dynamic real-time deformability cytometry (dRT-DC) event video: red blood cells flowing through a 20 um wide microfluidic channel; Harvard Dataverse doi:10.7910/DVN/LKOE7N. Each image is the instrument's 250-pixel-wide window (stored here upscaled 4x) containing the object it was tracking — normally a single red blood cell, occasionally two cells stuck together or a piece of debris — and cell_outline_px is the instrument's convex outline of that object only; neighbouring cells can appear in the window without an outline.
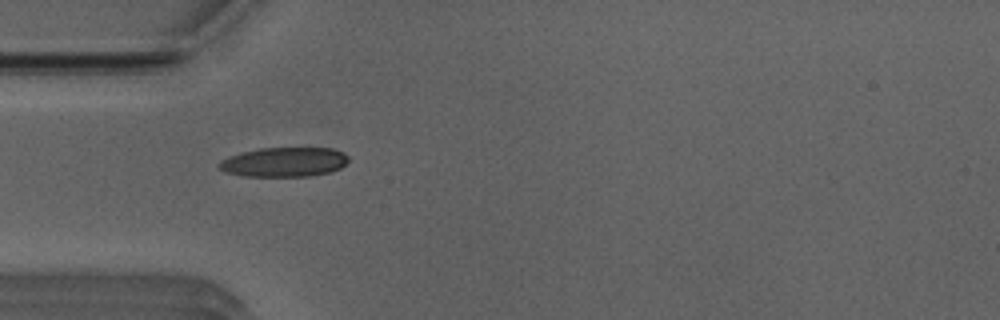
{"species": "Egyptian fruit bat (a non-hibernating species)", "species_latin": "Rousettus aegyptiacus", "temperature_condition": "room temperature", "stored_images_in_passage": 33, "camera_frame_rate_fps": 3000, "um_per_image_px": 0.085, "animal": {"sex": "male"}, "frame": {"image": 1, "passage_image": 1, "time_ms": 0.0, "image_size_px": [1000, 320], "cell_outline_px": [[348, 160], [340, 168], [328, 172], [308, 176], [244, 176], [224, 172], [216, 164], [232, 156], [244, 152], [260, 148], [332, 148], [344, 152], [348, 156]], "centroid_in_image_um": [24.18, 13.77], "position_along_channel_um": 60.8, "area_um2": 21.96}}
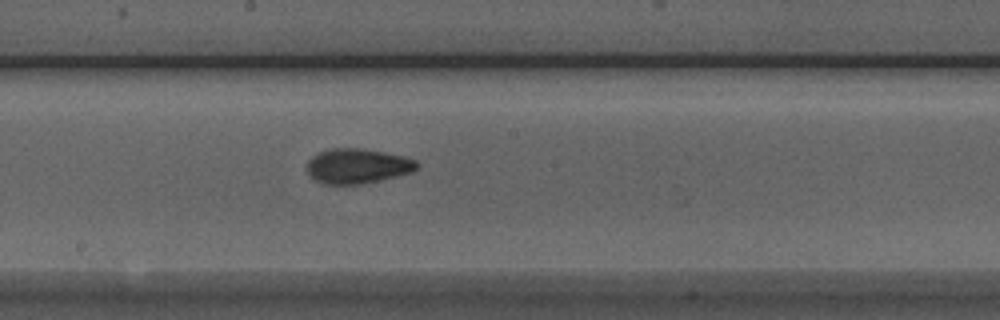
{"frame": {"image": 2, "passage_image": 13, "time_ms": 4.0, "image_size_px": [1000, 320], "cell_outline_px": [[420, 164], [412, 172], [396, 176], [360, 184], [324, 184], [316, 180], [308, 172], [308, 160], [312, 156], [320, 152], [332, 148], [360, 148], [384, 152], [404, 156], [416, 160]], "centroid_in_image_um": [30.4, 14.1], "position_along_channel_um": 217.8, "area_um2": 22.14}}
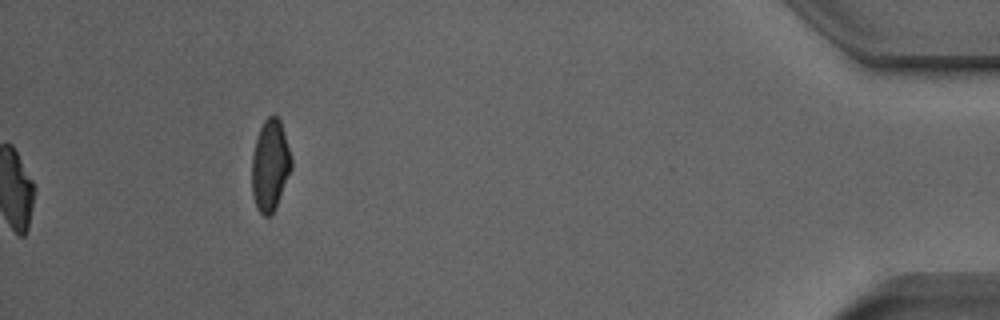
{"frame": {"image": 3, "passage_image": 33, "time_ms": 10.667, "image_size_px": [1000, 320], "cell_outline_px": [[292, 168], [276, 208], [268, 216], [264, 216], [260, 212], [256, 204], [252, 192], [252, 156], [256, 140], [260, 128], [264, 120], [272, 112], [280, 120], [284, 132], [292, 160]], "centroid_in_image_um": [22.97, 14.03], "position_along_channel_um": 412.2, "area_um2": 20.92}, "authors_computed_cell_mechanics": {"area_um2": 21.675, "velocity_mm_per_s": 3.9516, "shape_relaxation_time_tau1_ms": 6.1098, "shape_relaxation_time_tau2_ms": 1.4734, "deformation_change_tau1": 0.1738, "deformation_change_tau2": 0.0802}}